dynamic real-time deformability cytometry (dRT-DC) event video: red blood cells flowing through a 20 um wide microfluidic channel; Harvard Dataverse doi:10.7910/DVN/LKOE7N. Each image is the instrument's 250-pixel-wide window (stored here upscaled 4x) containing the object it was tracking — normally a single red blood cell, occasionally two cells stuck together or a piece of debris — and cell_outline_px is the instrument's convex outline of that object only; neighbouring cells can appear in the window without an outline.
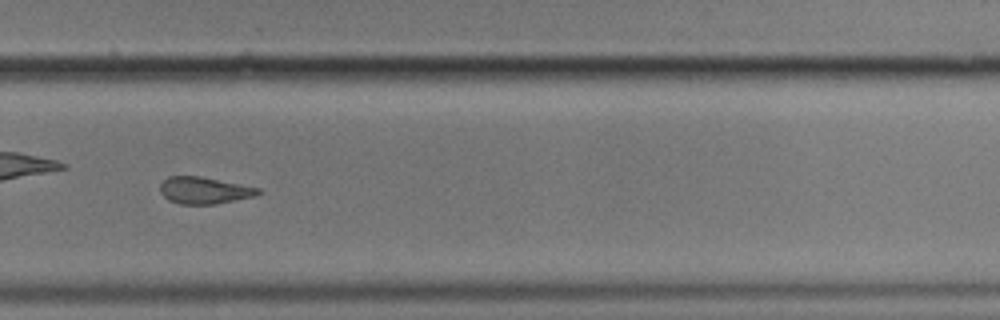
{"species": "common noctule bat (a hibernating species)", "species_latin": "Nyctalus noctula", "temperature_condition": "cold", "stored_images_in_passage": 29, "camera_frame_rate_fps": 3000, "um_per_image_px": 0.085, "animal": {"sex": "male", "body_mass_g": 17.9}, "frame": {"image": 1, "passage_image": 24, "time_ms": 7.667, "image_size_px": [1000, 320], "cell_outline_px": [[260, 192], [256, 196], [212, 204], [180, 204], [168, 200], [160, 192], [160, 184], [168, 176], [200, 176], [260, 188]], "centroid_in_image_um": [17.33, 16.18], "position_along_channel_um": 312.5, "area_um2": 15.2}, "authors_computed_cell_mechanics": {"area_um2": 15.4904, "velocity_mm_per_s": 3.5175, "shape_relaxation_time_tau1_ms": 5.8633, "shape_relaxation_time_tau2_ms": 2.3833, "deformation_change_tau1": 0.1865, "deformation_change_tau2": 0.1137}}